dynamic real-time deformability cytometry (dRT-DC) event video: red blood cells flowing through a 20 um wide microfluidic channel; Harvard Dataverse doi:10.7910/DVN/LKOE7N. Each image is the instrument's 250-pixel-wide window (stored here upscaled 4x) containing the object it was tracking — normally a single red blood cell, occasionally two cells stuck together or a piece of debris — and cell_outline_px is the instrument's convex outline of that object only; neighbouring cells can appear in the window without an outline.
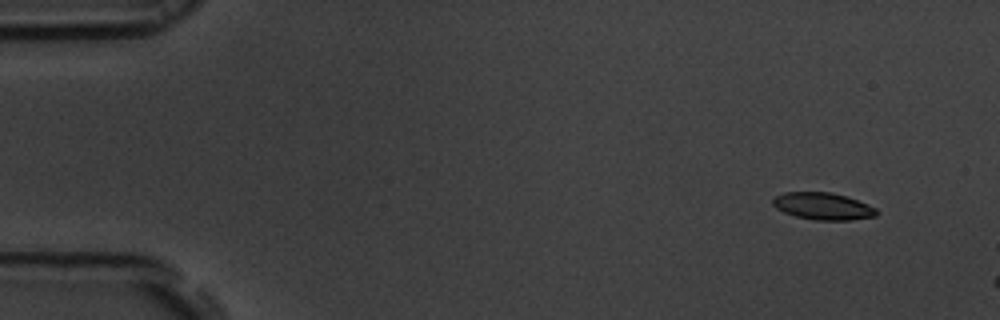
{"species": "common noctule bat (a hibernating species)", "species_latin": "Nyctalus noctula", "temperature_condition": "room temperature", "stored_images_in_passage": 11, "camera_frame_rate_fps": 3000, "um_per_image_px": 0.085, "animal": {"sex": "male", "body_mass_g": 19.5, "forearm_length_mm": 54.6}, "frame": {"image": 1, "passage_image": 4, "time_ms": 1.0, "image_size_px": [1000, 320], "cell_outline_px": [[880, 212], [876, 216], [852, 220], [812, 220], [796, 216], [784, 212], [776, 208], [772, 204], [772, 196], [784, 192], [832, 192], [868, 204], [876, 208]], "centroid_in_image_um": [69.93, 17.53], "position_along_channel_um": 15.1, "area_um2": 16.53}}